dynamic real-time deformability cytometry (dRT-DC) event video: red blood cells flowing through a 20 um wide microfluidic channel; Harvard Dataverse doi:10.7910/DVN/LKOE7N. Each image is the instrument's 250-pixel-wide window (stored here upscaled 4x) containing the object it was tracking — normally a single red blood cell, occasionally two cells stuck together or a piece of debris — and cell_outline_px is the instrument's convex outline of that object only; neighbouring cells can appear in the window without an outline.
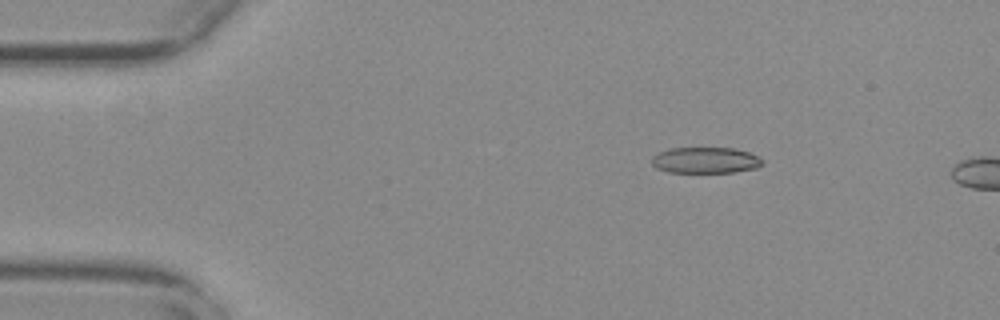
{"species": "common noctule bat (a hibernating species)", "species_latin": "Nyctalus noctula", "temperature_condition": "warm", "stored_images_in_passage": 54, "camera_frame_rate_fps": 3000, "um_per_image_px": 0.085, "animal": {"sex": "female", "body_mass_g": 29.2, "forearm_length_mm": 56.3}, "frame": {"image": 1, "passage_image": 9, "time_ms": 2.667, "image_size_px": [1000, 320], "cell_outline_px": [[764, 164], [756, 168], [736, 172], [668, 172], [656, 168], [652, 164], [652, 156], [660, 152], [672, 148], [732, 148], [748, 152], [760, 156], [764, 160]], "centroid_in_image_um": [60.01, 13.62], "position_along_channel_um": 25.0, "area_um2": 16.88}}
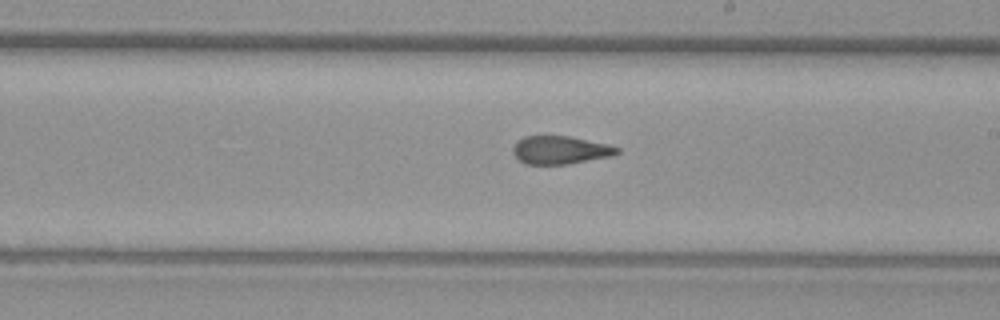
{"frame": {"image": 2, "passage_image": 32, "time_ms": 10.333, "image_size_px": [1000, 320], "cell_outline_px": [[620, 152], [612, 156], [568, 164], [524, 164], [512, 152], [512, 148], [524, 136], [568, 136], [608, 144], [620, 148]], "centroid_in_image_um": [47.65, 12.76], "position_along_channel_um": 241.4, "area_um2": 16.94}}
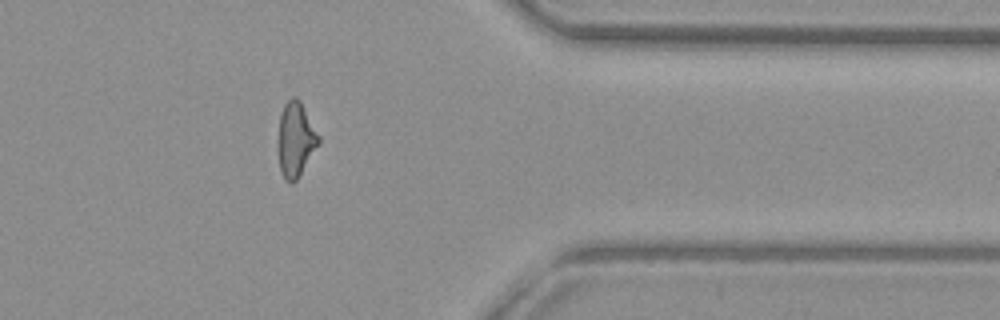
{"frame": {"image": 3, "passage_image": 45, "time_ms": 14.667, "image_size_px": [1000, 320], "cell_outline_px": [[320, 144], [296, 180], [292, 184], [284, 180], [280, 172], [280, 116], [284, 104], [292, 96], [296, 96], [300, 100], [320, 136]], "centroid_in_image_um": [25.17, 11.86], "position_along_channel_um": 386.2, "area_um2": 17.34}, "authors_computed_cell_mechanics": {"area_um2": 17.5423, "velocity_mm_per_s": 3.7362, "shape_relaxation_time_tau1_ms": null, "shape_relaxation_time_tau2_ms": 1.4406, "deformation_change_tau1": null, "deformation_change_tau2": 0.0867}}